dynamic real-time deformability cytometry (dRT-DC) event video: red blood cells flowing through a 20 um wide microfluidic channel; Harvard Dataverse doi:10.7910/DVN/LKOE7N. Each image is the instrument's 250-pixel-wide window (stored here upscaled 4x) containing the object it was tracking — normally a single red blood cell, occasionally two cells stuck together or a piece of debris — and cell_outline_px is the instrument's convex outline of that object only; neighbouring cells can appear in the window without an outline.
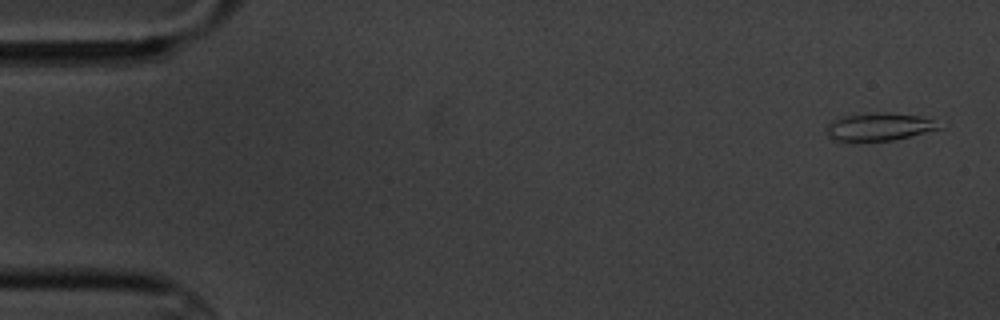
{"species": "common noctule bat (a hibernating species)", "species_latin": "Nyctalus noctula", "temperature_condition": "cold", "stored_images_in_passage": 6, "segment_of_instrument_passage": [1, 2], "camera_frame_rate_fps": 3000, "um_per_image_px": 0.085, "animal": {"sex": "male", "body_mass_g": 20.1, "forearm_length_mm": 53.5}, "frame": {"image": 1, "passage_image": 1, "time_ms": 0.0, "image_size_px": [1000, 320], "cell_outline_px": [[948, 124], [944, 128], [896, 140], [848, 144], [832, 140], [828, 136], [824, 128], [828, 124], [844, 116], [876, 112], [880, 112], [920, 116], [948, 120]], "centroid_in_image_um": [74.85, 10.82], "position_along_channel_um": 10.1, "area_um2": 19.65}}
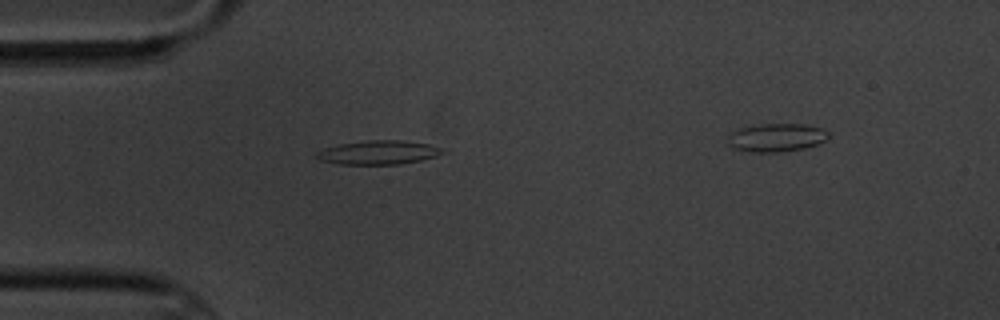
{"frame": {"image": 2, "passage_image": 5, "time_ms": 4.667, "image_size_px": [1000, 320], "cell_outline_px": [[444, 152], [436, 156], [420, 160], [396, 164], [340, 164], [320, 160], [316, 156], [316, 152], [324, 148], [340, 144], [368, 140], [400, 140], [428, 144], [444, 148]], "centroid_in_image_um": [32.16, 12.95], "position_along_channel_um": 52.8, "area_um2": 17.34}}